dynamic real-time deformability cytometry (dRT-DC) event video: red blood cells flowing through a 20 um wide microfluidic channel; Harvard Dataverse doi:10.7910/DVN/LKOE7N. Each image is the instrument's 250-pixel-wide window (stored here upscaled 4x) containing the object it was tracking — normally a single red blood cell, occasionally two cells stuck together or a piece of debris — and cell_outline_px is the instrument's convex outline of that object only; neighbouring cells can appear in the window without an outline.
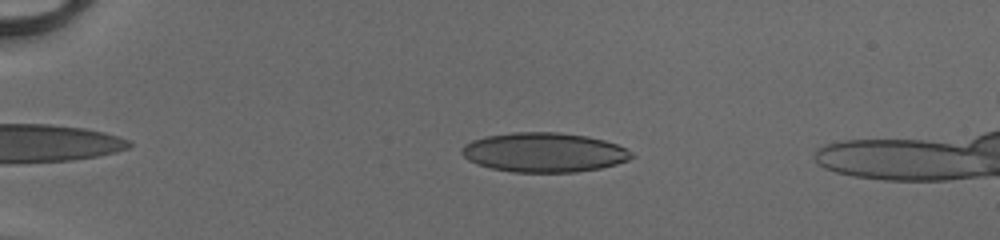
{"species": "human", "species_latin": "Homo sapiens", "temperature_condition": "cold", "stored_images_in_passage": 48, "camera_frame_rate_fps": 3000, "um_per_image_px": 0.085, "donor": {"sex": "male"}, "frame": {"image": 1, "passage_image": 10, "time_ms": 3.0, "image_size_px": [1000, 240], "cell_outline_px": [[636, 156], [628, 160], [616, 164], [600, 168], [576, 172], [512, 172], [492, 168], [476, 164], [468, 160], [460, 152], [460, 148], [464, 144], [472, 140], [484, 136], [512, 132], [560, 132], [588, 136], [604, 140], [616, 144], [632, 152]], "centroid_in_image_um": [46.22, 12.95], "position_along_channel_um": 38.8, "area_um2": 39.3}}
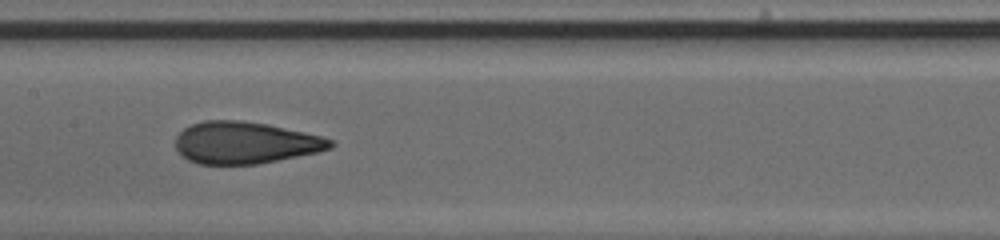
{"frame": {"image": 2, "passage_image": 25, "time_ms": 8.0, "image_size_px": [1000, 240], "cell_outline_px": [[336, 144], [332, 148], [320, 152], [256, 164], [200, 164], [188, 160], [176, 148], [176, 136], [184, 128], [192, 124], [204, 120], [240, 120], [268, 124], [304, 132], [320, 136], [332, 140]], "centroid_in_image_um": [20.86, 12.13], "position_along_channel_um": 186.5, "area_um2": 37.8}}
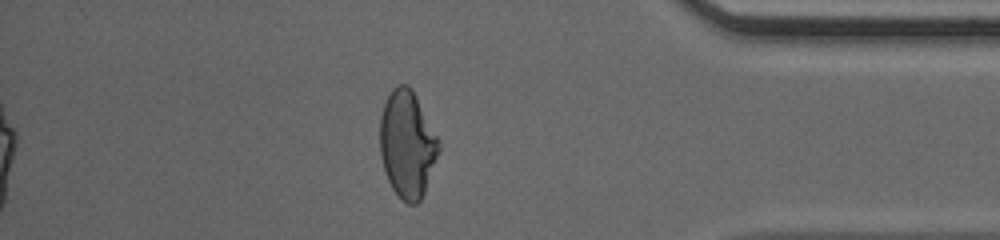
{"frame": {"image": 3, "passage_image": 42, "time_ms": 13.667, "image_size_px": [1000, 240], "cell_outline_px": [[440, 148], [424, 192], [420, 200], [416, 204], [408, 204], [392, 188], [388, 180], [380, 156], [380, 116], [384, 104], [392, 88], [396, 84], [408, 84], [412, 88], [440, 140]], "centroid_in_image_um": [34.61, 12.21], "position_along_channel_um": 400.6, "area_um2": 36.59}, "authors_computed_cell_mechanics": {"area_um2": 38.0613, "velocity_mm_per_s": 4.1815, "shape_relaxation_time_tau1_ms": 8.9204, "shape_relaxation_time_tau2_ms": 0.7047, "deformation_change_tau1": 0.2665, "deformation_change_tau2": 0.0715}}